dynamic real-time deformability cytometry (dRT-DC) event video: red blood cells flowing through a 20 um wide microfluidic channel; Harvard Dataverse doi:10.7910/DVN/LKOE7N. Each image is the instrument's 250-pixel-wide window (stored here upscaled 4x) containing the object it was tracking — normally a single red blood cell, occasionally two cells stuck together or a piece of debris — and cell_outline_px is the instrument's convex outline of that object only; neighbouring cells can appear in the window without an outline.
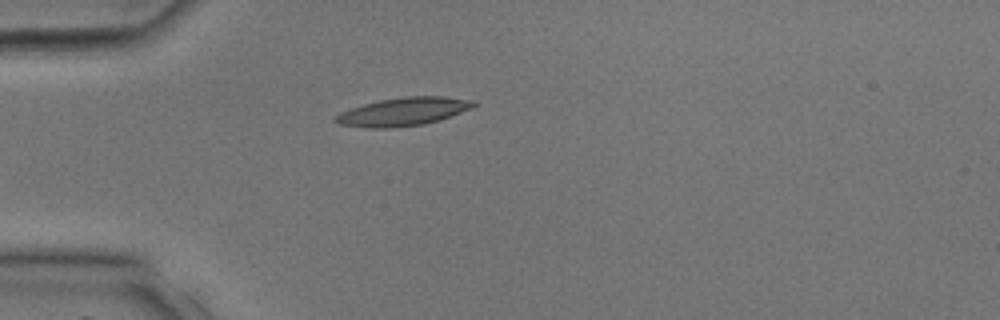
{"species": "common noctule bat (a hibernating species)", "species_latin": "Nyctalus noctula", "temperature_condition": "room temperature", "stored_images_in_passage": 28, "camera_frame_rate_fps": 3000, "um_per_image_px": 0.085, "animal": {"sex": "male", "body_mass_g": 17.9, "forearm_length_mm": 54.2}, "frame": {"image": 1, "passage_image": 1, "time_ms": 0.0, "image_size_px": [1000, 320], "cell_outline_px": [[480, 104], [472, 108], [440, 120], [424, 124], [388, 128], [364, 128], [340, 124], [332, 120], [332, 116], [340, 112], [364, 104], [380, 100], [404, 96], [444, 96], [476, 100]], "centroid_in_image_um": [34.3, 9.48], "position_along_channel_um": 50.7, "area_um2": 23.0}}
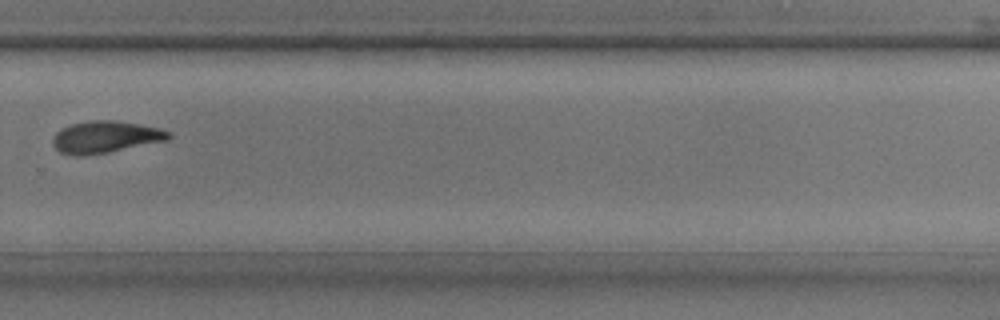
{"frame": {"image": 2, "passage_image": 17, "time_ms": 5.333, "image_size_px": [1000, 320], "cell_outline_px": [[172, 136], [168, 140], [108, 152], [84, 156], [72, 156], [60, 152], [52, 144], [52, 136], [60, 128], [72, 124], [88, 120], [112, 120], [160, 128], [172, 132]], "centroid_in_image_um": [8.93, 11.65], "position_along_channel_um": 320.9, "area_um2": 21.68}}
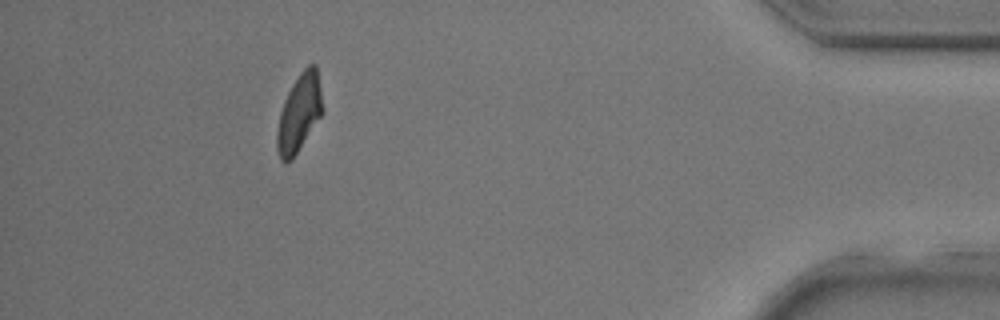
{"frame": {"image": 3, "passage_image": 25, "time_ms": 8.0, "image_size_px": [1000, 320], "cell_outline_px": [[320, 116], [292, 160], [280, 160], [276, 148], [276, 132], [280, 112], [284, 100], [292, 84], [300, 72], [308, 64], [316, 64], [320, 88]], "centroid_in_image_um": [25.38, 9.6], "position_along_channel_um": 409.8, "area_um2": 20.0}}